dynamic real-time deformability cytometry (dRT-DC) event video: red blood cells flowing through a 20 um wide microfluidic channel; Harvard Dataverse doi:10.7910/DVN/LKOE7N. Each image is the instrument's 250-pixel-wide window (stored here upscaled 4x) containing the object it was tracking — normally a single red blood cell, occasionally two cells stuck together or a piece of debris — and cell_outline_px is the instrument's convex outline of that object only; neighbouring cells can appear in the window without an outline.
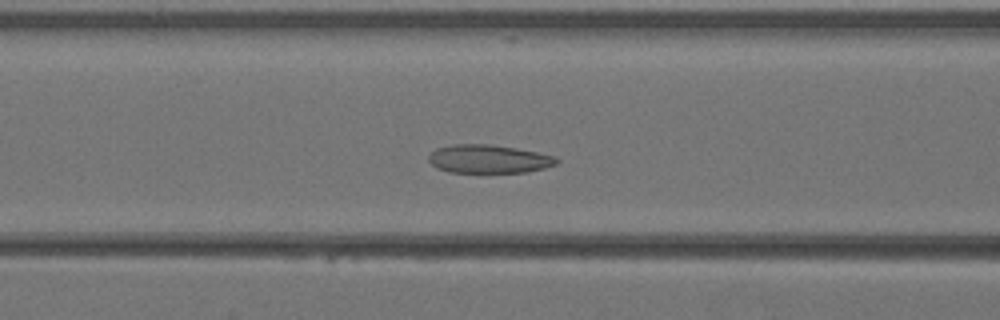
{"species": "Egyptian fruit bat (a non-hibernating species)", "species_latin": "Rousettus aegyptiacus", "temperature_condition": "warm", "stored_images_in_passage": 40, "camera_frame_rate_fps": 3000, "um_per_image_px": 0.085, "animal": {"sex": "female"}, "frame": {"image": 1, "passage_image": 16, "time_ms": 5.0, "image_size_px": [1000, 320], "cell_outline_px": [[560, 160], [556, 164], [544, 168], [528, 172], [448, 172], [436, 168], [428, 160], [428, 156], [436, 148], [452, 144], [488, 144], [516, 148], [556, 156]], "centroid_in_image_um": [41.53, 13.51], "position_along_channel_um": 125.1, "area_um2": 21.21}}
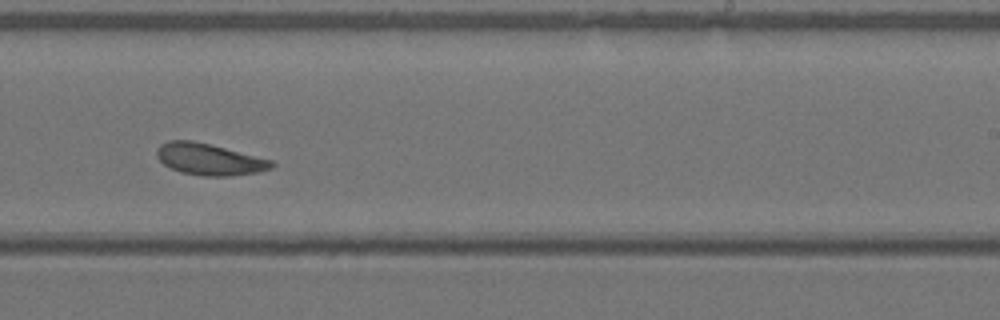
{"frame": {"image": 2, "passage_image": 25, "time_ms": 8.0, "image_size_px": [1000, 320], "cell_outline_px": [[276, 164], [272, 168], [260, 172], [232, 176], [204, 176], [180, 172], [164, 164], [156, 156], [156, 148], [160, 144], [168, 140], [192, 140], [272, 160]], "centroid_in_image_um": [17.78, 13.55], "position_along_channel_um": 271.2, "area_um2": 21.1}}
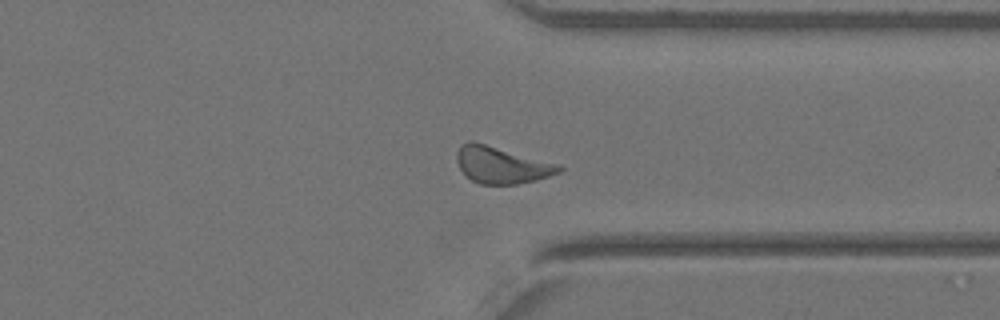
{"frame": {"image": 3, "passage_image": 31, "time_ms": 10.0, "image_size_px": [1000, 320], "cell_outline_px": [[564, 168], [560, 172], [536, 180], [516, 184], [480, 184], [472, 180], [460, 168], [456, 160], [456, 152], [460, 144], [468, 140], [472, 140], [560, 164]], "centroid_in_image_um": [42.62, 14.0], "position_along_channel_um": 368.8, "area_um2": 21.96}}